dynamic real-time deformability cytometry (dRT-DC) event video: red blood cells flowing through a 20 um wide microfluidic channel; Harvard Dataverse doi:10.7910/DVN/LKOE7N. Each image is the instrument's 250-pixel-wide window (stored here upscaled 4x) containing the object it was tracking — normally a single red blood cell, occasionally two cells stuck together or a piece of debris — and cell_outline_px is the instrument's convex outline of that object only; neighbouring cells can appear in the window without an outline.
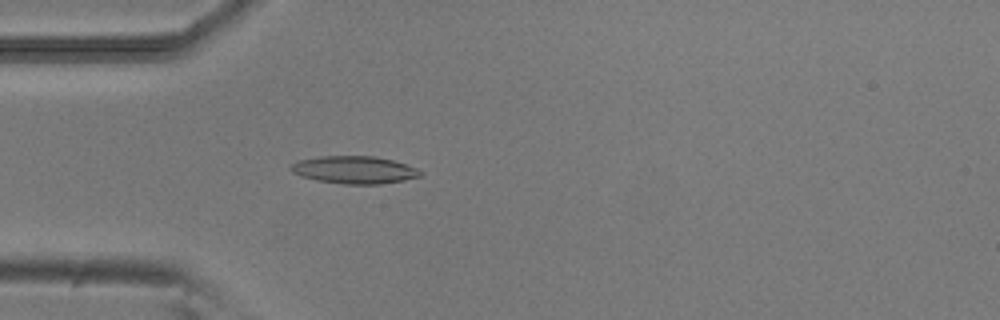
{"species": "common noctule bat (a hibernating species)", "species_latin": "Nyctalus noctula", "temperature_condition": "room temperature", "stored_images_in_passage": 51, "camera_frame_rate_fps": 3000, "um_per_image_px": 0.085, "animal": {"sex": "male", "body_mass_g": 20.5, "forearm_length_mm": 52.5}, "frame": {"image": 1, "passage_image": 14, "time_ms": 4.333, "image_size_px": [1000, 320], "cell_outline_px": [[424, 172], [420, 176], [404, 180], [380, 184], [344, 184], [316, 180], [300, 176], [292, 172], [288, 168], [296, 160], [320, 156], [376, 156], [392, 160], [416, 168]], "centroid_in_image_um": [30.08, 14.43], "position_along_channel_um": 54.9, "area_um2": 20.87}}
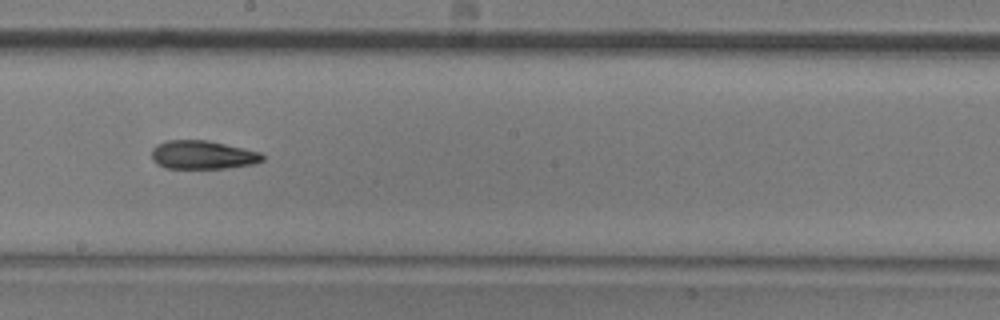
{"frame": {"image": 2, "passage_image": 28, "time_ms": 9.0, "image_size_px": [1000, 320], "cell_outline_px": [[264, 160], [252, 164], [228, 168], [164, 168], [156, 164], [152, 160], [152, 148], [156, 144], [168, 140], [208, 140], [244, 148], [260, 152], [264, 156]], "centroid_in_image_um": [17.2, 13.16], "position_along_channel_um": 231.0, "area_um2": 18.55}}
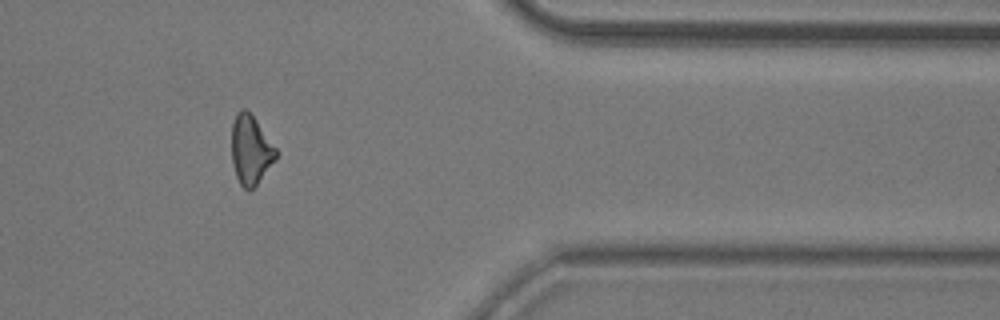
{"frame": {"image": 3, "passage_image": 42, "time_ms": 13.667, "image_size_px": [1000, 320], "cell_outline_px": [[276, 160], [256, 184], [248, 192], [240, 184], [236, 176], [232, 164], [232, 124], [236, 112], [240, 108], [244, 108], [256, 120], [276, 148]], "centroid_in_image_um": [21.29, 12.74], "position_along_channel_um": 390.1, "area_um2": 17.74}, "authors_computed_cell_mechanics": {"area_um2": 18.6116, "velocity_mm_per_s": 3.8662, "shape_relaxation_time_tau1_ms": 5.6034, "shape_relaxation_time_tau2_ms": 4.9714, "deformation_change_tau1": 0.164, "deformation_change_tau2": 0.1387}}